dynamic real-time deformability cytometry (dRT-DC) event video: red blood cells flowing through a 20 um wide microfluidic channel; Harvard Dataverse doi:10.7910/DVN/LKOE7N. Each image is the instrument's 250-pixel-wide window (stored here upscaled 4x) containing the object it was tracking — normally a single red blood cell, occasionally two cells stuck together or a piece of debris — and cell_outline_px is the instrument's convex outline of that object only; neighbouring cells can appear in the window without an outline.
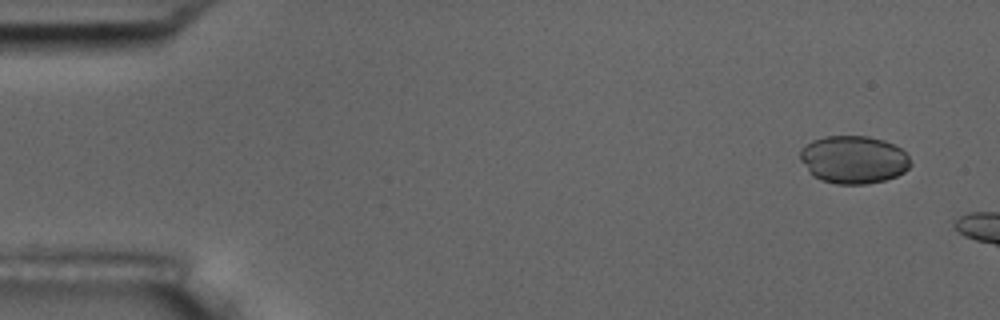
{"species": "common noctule bat (a hibernating species)", "species_latin": "Nyctalus noctula", "temperature_condition": "room temperature", "stored_images_in_passage": 2, "camera_frame_rate_fps": 3000, "um_per_image_px": 0.085, "animal": {"sex": "male", "body_mass_g": 17.5, "forearm_length_mm": 52.3}, "frame": {"image": 1, "passage_image": 1, "time_ms": 0.0, "image_size_px": [1000, 320], "cell_outline_px": [[912, 164], [904, 172], [896, 176], [884, 180], [868, 184], [836, 184], [820, 180], [812, 176], [808, 172], [800, 160], [800, 148], [804, 144], [812, 140], [824, 136], [868, 136], [884, 140], [900, 148], [908, 156]], "centroid_in_image_um": [72.51, 13.57], "position_along_channel_um": 12.5, "area_um2": 31.1}}